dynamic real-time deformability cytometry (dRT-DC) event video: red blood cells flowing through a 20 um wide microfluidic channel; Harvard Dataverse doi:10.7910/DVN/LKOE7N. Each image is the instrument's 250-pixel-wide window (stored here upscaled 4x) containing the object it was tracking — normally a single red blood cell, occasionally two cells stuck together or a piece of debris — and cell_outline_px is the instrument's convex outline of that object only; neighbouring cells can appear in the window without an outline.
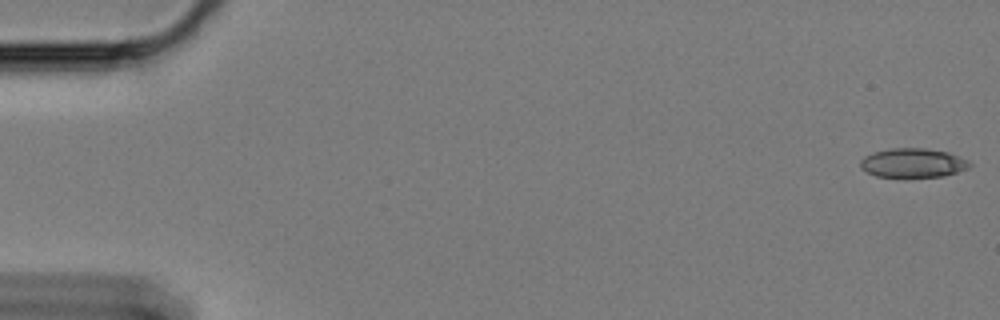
{"species": "Egyptian fruit bat (a non-hibernating species)", "species_latin": "Rousettus aegyptiacus", "temperature_condition": "cold", "stored_images_in_passage": 60, "camera_frame_rate_fps": 3000, "um_per_image_px": 0.085, "animal": {"sex": "female"}, "frame": {"image": 1, "passage_image": 1, "time_ms": 0.0, "image_size_px": [1000, 320], "cell_outline_px": [[972, 164], [968, 168], [944, 176], [904, 180], [876, 176], [860, 168], [860, 160], [864, 156], [872, 152], [892, 148], [924, 148], [948, 152], [968, 160]], "centroid_in_image_um": [77.56, 13.89], "position_along_channel_um": 7.4, "area_um2": 19.36}}
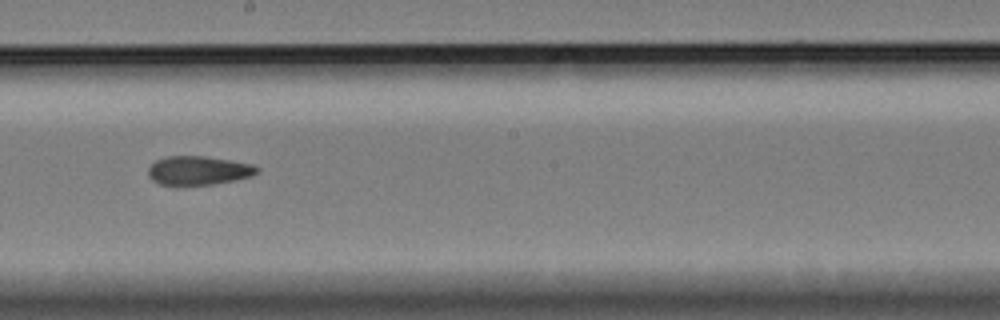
{"frame": {"image": 2, "passage_image": 34, "time_ms": 11.0, "image_size_px": [1000, 320], "cell_outline_px": [[260, 172], [252, 176], [212, 184], [160, 184], [152, 180], [148, 176], [148, 168], [156, 160], [168, 156], [204, 156], [252, 164], [260, 168]], "centroid_in_image_um": [16.88, 14.48], "position_along_channel_um": 231.3, "area_um2": 18.03}}
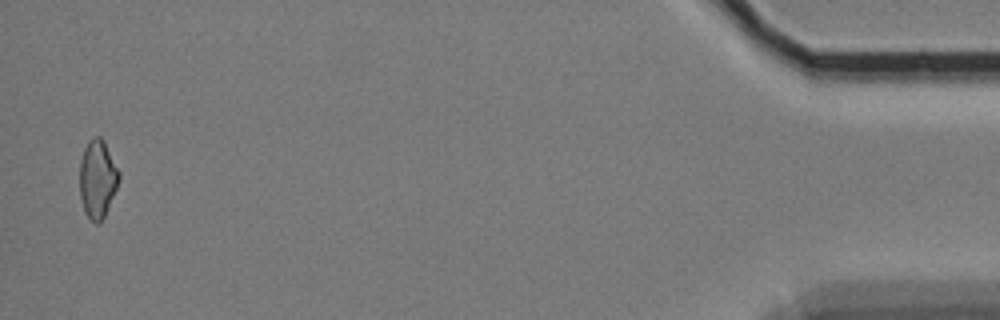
{"frame": {"image": 3, "passage_image": 59, "time_ms": 19.333, "image_size_px": [1000, 320], "cell_outline_px": [[120, 180], [104, 216], [100, 224], [96, 224], [84, 212], [80, 196], [80, 160], [84, 148], [88, 140], [96, 136], [100, 136], [104, 140], [120, 172]], "centroid_in_image_um": [8.29, 15.19], "position_along_channel_um": 426.9, "area_um2": 17.98}, "authors_computed_cell_mechanics": {"area_um2": 18.5538, "velocity_mm_per_s": 3.3503, "shape_relaxation_time_tau1_ms": null, "shape_relaxation_time_tau2_ms": 2.7339, "deformation_change_tau1": null, "deformation_change_tau2": 0.098}}